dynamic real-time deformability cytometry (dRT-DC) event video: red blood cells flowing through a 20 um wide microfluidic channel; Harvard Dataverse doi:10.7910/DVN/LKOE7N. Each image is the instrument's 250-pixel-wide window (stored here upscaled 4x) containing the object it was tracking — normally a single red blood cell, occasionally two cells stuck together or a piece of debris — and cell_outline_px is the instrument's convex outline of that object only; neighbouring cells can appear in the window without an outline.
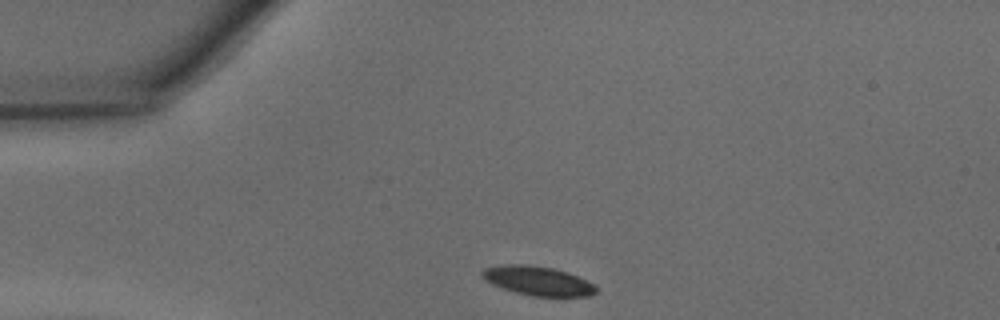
{"species": "common noctule bat (a hibernating species)", "species_latin": "Nyctalus noctula", "temperature_condition": "warm", "stored_images_in_passage": 28, "camera_frame_rate_fps": 3000, "um_per_image_px": 0.085, "animal": {"sex": "male", "body_mass_g": 15.6}, "frame": {"image": 1, "passage_image": 1, "time_ms": 0.0, "image_size_px": [1000, 320], "cell_outline_px": [[596, 292], [588, 296], [532, 296], [516, 292], [492, 284], [484, 280], [480, 276], [480, 272], [484, 268], [508, 264], [524, 264], [552, 268], [576, 276], [592, 284], [596, 288]], "centroid_in_image_um": [45.64, 23.87], "position_along_channel_um": 39.4, "area_um2": 18.96}}
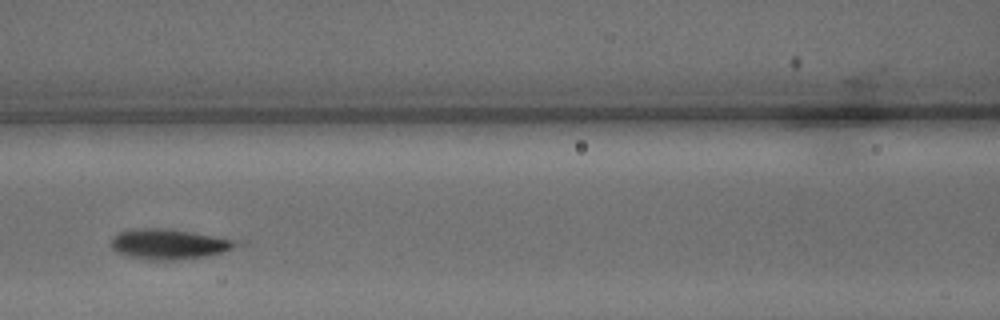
{"frame": {"image": 2, "passage_image": 11, "time_ms": 3.333, "image_size_px": [1000, 320], "cell_outline_px": [[248, 244], [224, 252], [208, 256], [180, 260], [156, 260], [128, 256], [116, 252], [112, 248], [112, 236], [120, 232], [136, 228], [168, 228], [244, 240]], "centroid_in_image_um": [14.54, 20.74], "position_along_channel_um": 152.1, "area_um2": 22.77}}
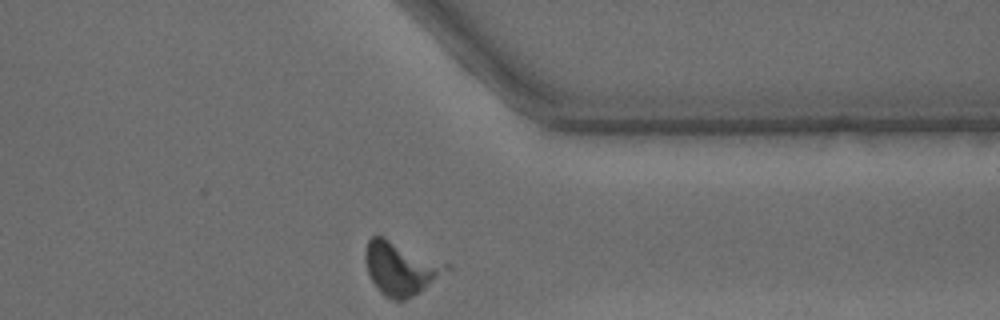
{"frame": {"image": 3, "passage_image": 27, "time_ms": 8.667, "image_size_px": [1000, 320], "cell_outline_px": [[452, 268], [424, 288], [412, 296], [404, 300], [392, 300], [384, 296], [376, 288], [368, 272], [364, 260], [364, 252], [368, 240], [376, 232], [452, 264]], "centroid_in_image_um": [34.06, 22.74], "position_along_channel_um": 377.3, "area_um2": 25.84}}